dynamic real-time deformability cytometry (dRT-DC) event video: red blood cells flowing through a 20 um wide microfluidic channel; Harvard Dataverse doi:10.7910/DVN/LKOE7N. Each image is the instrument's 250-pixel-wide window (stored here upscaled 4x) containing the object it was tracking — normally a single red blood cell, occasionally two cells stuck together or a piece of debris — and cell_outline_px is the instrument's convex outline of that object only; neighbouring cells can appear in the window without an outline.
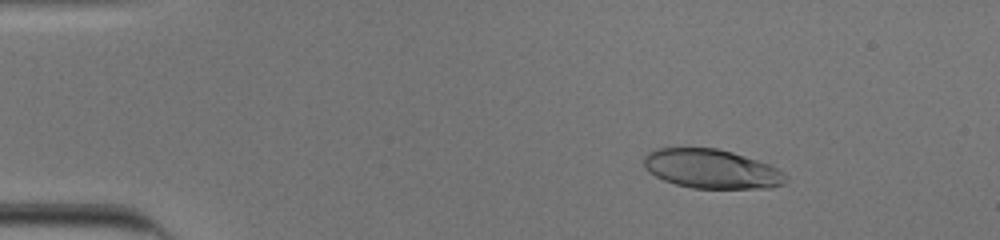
{"species": "human", "species_latin": "Homo sapiens", "temperature_condition": "cold", "stored_images_in_passage": 52, "camera_frame_rate_fps": 3000, "um_per_image_px": 0.085, "donor": {"sex": "male"}, "frame": {"image": 1, "passage_image": 7, "time_ms": 2.0, "image_size_px": [1000, 240], "cell_outline_px": [[788, 180], [784, 184], [772, 188], [692, 188], [676, 184], [664, 180], [648, 172], [644, 168], [644, 156], [648, 152], [656, 148], [716, 148], [732, 152], [768, 164], [784, 172], [788, 176]], "centroid_in_image_um": [60.48, 14.36], "position_along_channel_um": 24.5, "area_um2": 32.43}}
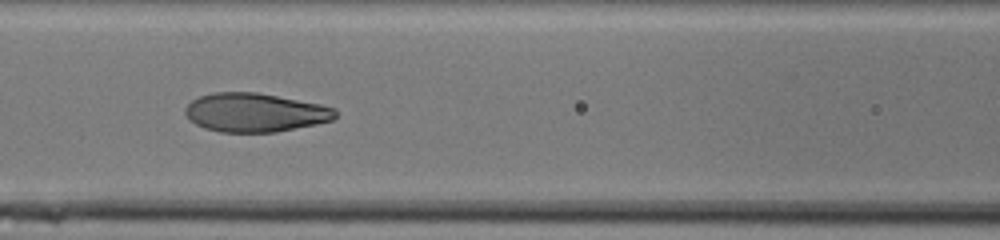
{"frame": {"image": 2, "passage_image": 23, "time_ms": 7.333, "image_size_px": [1000, 240], "cell_outline_px": [[336, 116], [332, 120], [316, 124], [276, 132], [220, 132], [204, 128], [196, 124], [184, 112], [184, 108], [192, 100], [200, 96], [212, 92], [256, 92], [320, 104], [336, 108]], "centroid_in_image_um": [21.67, 9.56], "position_along_channel_um": 144.9, "area_um2": 33.81}}
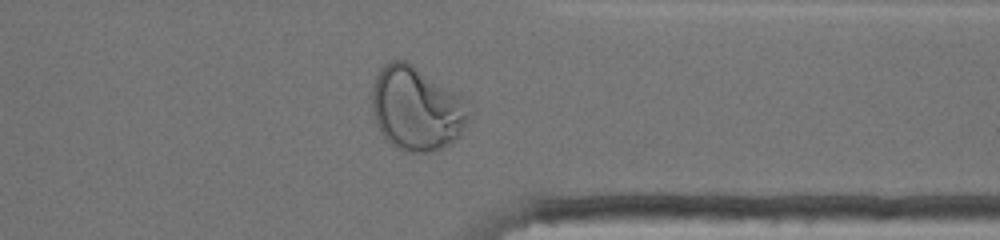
{"frame": {"image": 3, "passage_image": 41, "time_ms": 13.333, "image_size_px": [1000, 240], "cell_outline_px": [[472, 116], [460, 136], [456, 140], [432, 152], [404, 152], [396, 148], [380, 132], [376, 124], [372, 112], [372, 88], [376, 76], [380, 68], [388, 60], [404, 60], [412, 64], [460, 92], [472, 100]], "centroid_in_image_um": [35.49, 9.21], "position_along_channel_um": 375.9, "area_um2": 48.9}, "authors_computed_cell_mechanics": {"area_um2": 34.1309, "velocity_mm_per_s": 3.8943, "shape_relaxation_time_tau1_ms": 7.0289, "shape_relaxation_time_tau2_ms": null, "deformation_change_tau1": 0.2851, "deformation_change_tau2": null}}